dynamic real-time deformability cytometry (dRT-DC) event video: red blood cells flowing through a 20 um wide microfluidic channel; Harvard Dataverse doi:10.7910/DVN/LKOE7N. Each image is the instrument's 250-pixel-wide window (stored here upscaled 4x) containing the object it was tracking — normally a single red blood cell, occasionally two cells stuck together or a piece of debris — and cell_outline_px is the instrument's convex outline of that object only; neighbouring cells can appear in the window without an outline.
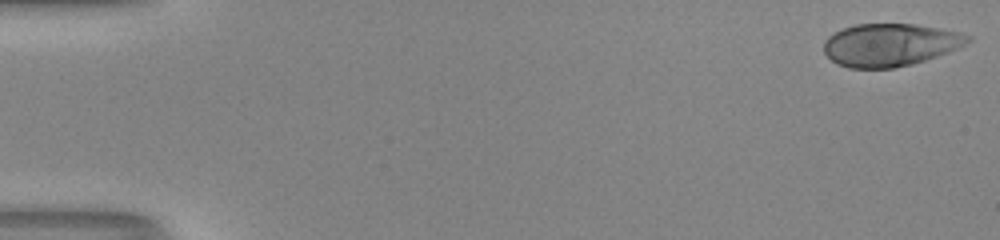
{"species": "human", "species_latin": "Homo sapiens", "temperature_condition": "room temperature", "stored_images_in_passage": 12, "camera_frame_rate_fps": 3000, "um_per_image_px": 0.085, "donor": {"sex": "male"}, "frame": {"image": 1, "passage_image": 1, "time_ms": 0.0, "image_size_px": [1000, 240], "cell_outline_px": [[972, 40], [948, 52], [912, 64], [892, 68], [848, 68], [836, 64], [824, 52], [824, 40], [828, 36], [844, 28], [856, 24], [916, 24], [940, 28], [960, 32], [972, 36]], "centroid_in_image_um": [75.65, 3.81], "position_along_channel_um": 9.4, "area_um2": 35.72}}